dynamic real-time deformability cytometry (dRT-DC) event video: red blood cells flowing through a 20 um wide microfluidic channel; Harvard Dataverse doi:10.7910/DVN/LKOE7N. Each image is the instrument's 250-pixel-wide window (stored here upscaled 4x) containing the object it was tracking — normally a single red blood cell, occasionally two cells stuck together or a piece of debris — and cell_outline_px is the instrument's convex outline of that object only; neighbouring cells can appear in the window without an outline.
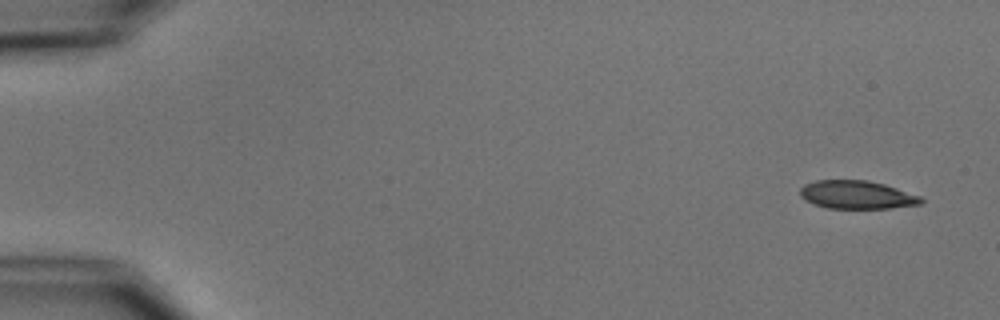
{"species": "common noctule bat (a hibernating species)", "species_latin": "Nyctalus noctula", "temperature_condition": "cold", "stored_images_in_passage": 5, "camera_frame_rate_fps": 3000, "um_per_image_px": 0.085, "animal": {"sex": "male", "body_mass_g": 15.6}, "frame": {"image": 1, "passage_image": 1, "time_ms": 0.0, "image_size_px": [1000, 320], "cell_outline_px": [[924, 200], [920, 204], [892, 208], [828, 208], [804, 200], [800, 196], [800, 188], [804, 184], [816, 180], [868, 180], [884, 184], [920, 196]], "centroid_in_image_um": [72.81, 16.55], "position_along_channel_um": 12.2, "area_um2": 19.83}}
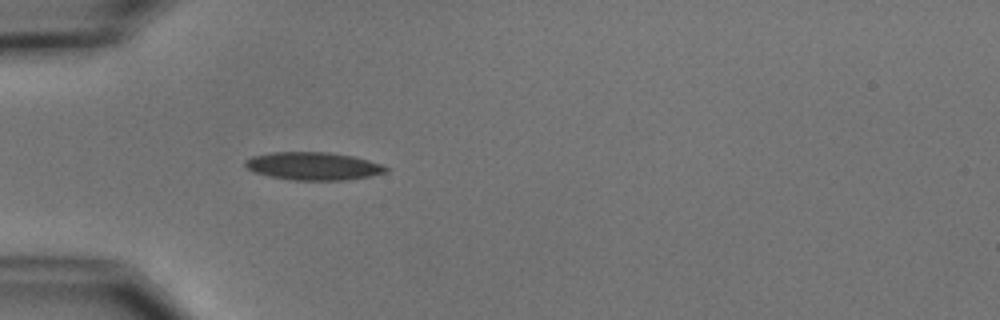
{"frame": {"image": 2, "passage_image": 5, "time_ms": 4.667, "image_size_px": [1000, 320], "cell_outline_px": [[388, 172], [368, 176], [344, 180], [292, 180], [268, 176], [256, 172], [248, 168], [244, 164], [244, 160], [252, 156], [272, 152], [328, 152], [352, 156], [368, 160], [380, 164], [388, 168]], "centroid_in_image_um": [26.6, 14.11], "position_along_channel_um": 58.4, "area_um2": 22.72}}